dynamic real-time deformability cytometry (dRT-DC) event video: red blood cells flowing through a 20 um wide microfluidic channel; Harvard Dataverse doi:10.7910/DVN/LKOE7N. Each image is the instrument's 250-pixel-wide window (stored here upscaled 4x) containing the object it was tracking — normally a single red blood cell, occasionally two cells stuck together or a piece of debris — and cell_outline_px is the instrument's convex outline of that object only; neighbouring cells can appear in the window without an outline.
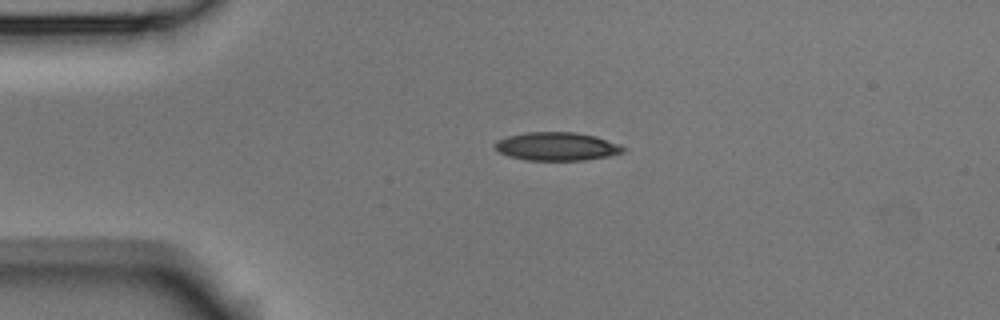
{"species": "Egyptian fruit bat (a non-hibernating species)", "species_latin": "Rousettus aegyptiacus", "temperature_condition": "room temperature", "stored_images_in_passage": 4, "camera_frame_rate_fps": 3000, "um_per_image_px": 0.085, "animal": {"sex": "male"}, "frame": {"image": 1, "passage_image": 3, "time_ms": 0.667, "image_size_px": [1000, 320], "cell_outline_px": [[628, 148], [624, 152], [608, 156], [584, 160], [528, 160], [508, 156], [500, 152], [492, 144], [496, 140], [508, 136], [528, 132], [576, 132], [596, 136], [620, 144]], "centroid_in_image_um": [47.35, 12.44], "position_along_channel_um": 37.6, "area_um2": 21.27}}